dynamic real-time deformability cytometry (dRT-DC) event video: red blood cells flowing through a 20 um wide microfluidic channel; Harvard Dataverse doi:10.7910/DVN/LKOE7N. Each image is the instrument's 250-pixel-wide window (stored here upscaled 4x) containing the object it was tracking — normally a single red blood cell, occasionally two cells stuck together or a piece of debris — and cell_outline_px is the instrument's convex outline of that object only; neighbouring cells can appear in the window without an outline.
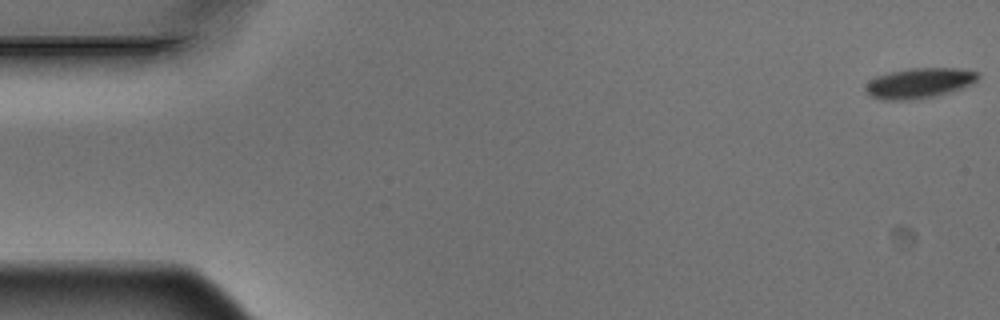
{"species": "Egyptian fruit bat (a non-hibernating species)", "species_latin": "Rousettus aegyptiacus", "temperature_condition": "warm", "stored_images_in_passage": 6, "camera_frame_rate_fps": 3000, "um_per_image_px": 0.085, "animal": {"sex": "male"}, "frame": {"image": 1, "passage_image": 1, "time_ms": 0.0, "image_size_px": [1000, 320], "cell_outline_px": [[980, 76], [972, 84], [960, 88], [932, 96], [912, 100], [880, 100], [868, 96], [864, 88], [864, 84], [868, 80], [876, 76], [888, 72], [912, 68], [956, 68], [980, 72]], "centroid_in_image_um": [78.06, 7.06], "position_along_channel_um": 6.9, "area_um2": 19.94}}